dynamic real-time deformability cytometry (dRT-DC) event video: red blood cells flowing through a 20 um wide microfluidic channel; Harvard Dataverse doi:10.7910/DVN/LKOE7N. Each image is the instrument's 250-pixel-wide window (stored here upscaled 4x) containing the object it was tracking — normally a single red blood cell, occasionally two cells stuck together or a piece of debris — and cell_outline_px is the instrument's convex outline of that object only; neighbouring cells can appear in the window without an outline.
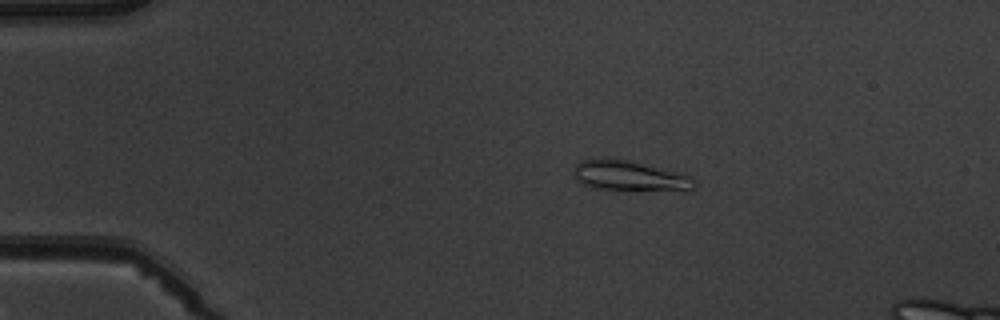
{"species": "common noctule bat (a hibernating species)", "species_latin": "Nyctalus noctula", "temperature_condition": "warm", "stored_images_in_passage": 8, "camera_frame_rate_fps": 3000, "um_per_image_px": 0.085, "animal": {"sex": "male", "body_mass_g": 19.5, "forearm_length_mm": 54.6}, "frame": {"image": 1, "passage_image": 4, "time_ms": 3.333, "image_size_px": [1000, 320], "cell_outline_px": [[696, 184], [688, 192], [596, 188], [584, 184], [576, 180], [572, 172], [576, 164], [580, 160], [604, 156], [628, 160], [676, 172], [688, 176]], "centroid_in_image_um": [53.47, 14.94], "position_along_channel_um": 31.5, "area_um2": 21.5}}
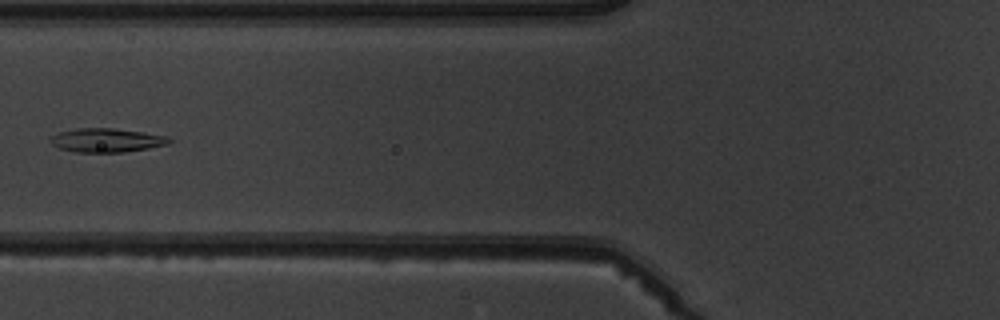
{"frame": {"image": 2, "passage_image": 7, "time_ms": 7.0, "image_size_px": [1000, 320], "cell_outline_px": [[172, 140], [168, 144], [148, 148], [124, 152], [76, 152], [60, 148], [52, 144], [48, 140], [52, 136], [60, 132], [76, 128], [112, 128], [168, 136]], "centroid_in_image_um": [9.05, 11.92], "position_along_channel_um": 116.8, "area_um2": 16.36}}
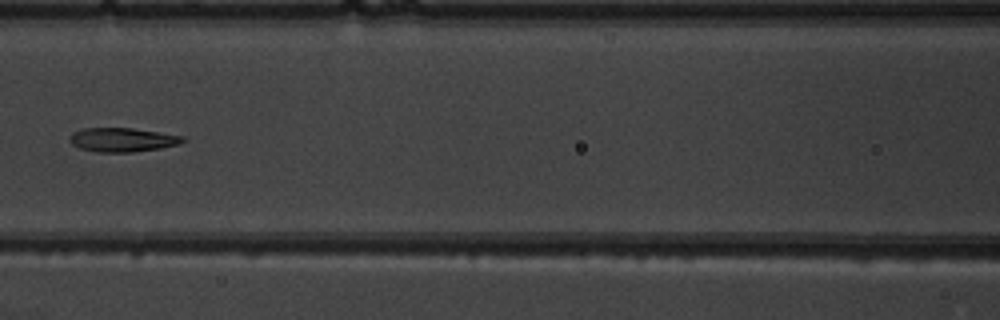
{"frame": {"image": 3, "passage_image": 8, "time_ms": 8.0, "image_size_px": [1000, 320], "cell_outline_px": [[188, 140], [180, 144], [160, 148], [132, 152], [96, 152], [80, 148], [72, 144], [68, 140], [68, 136], [72, 132], [84, 128], [132, 128], [184, 136]], "centroid_in_image_um": [10.4, 11.88], "position_along_channel_um": 156.2, "area_um2": 15.95}}